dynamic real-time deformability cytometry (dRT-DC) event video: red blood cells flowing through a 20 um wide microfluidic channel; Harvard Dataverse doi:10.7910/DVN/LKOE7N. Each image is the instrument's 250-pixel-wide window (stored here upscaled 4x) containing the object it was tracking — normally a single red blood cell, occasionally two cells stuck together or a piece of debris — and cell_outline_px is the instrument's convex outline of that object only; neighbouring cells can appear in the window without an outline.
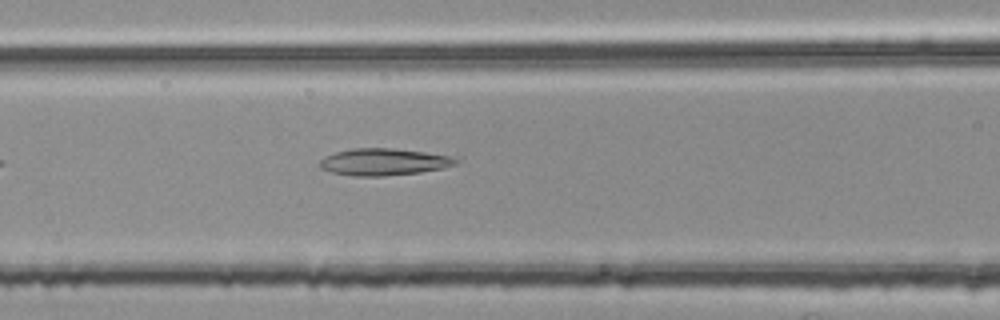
{"species": "common noctule bat (a hibernating species)", "species_latin": "Nyctalus noctula", "temperature_condition": "room temperature", "stored_images_in_passage": 13, "camera_frame_rate_fps": 3000, "um_per_image_px": 0.085, "animal": {"sex": "female", "body_mass_g": 25.1}, "frame": {"image": 1, "passage_image": 6, "time_ms": 1.667, "image_size_px": [1000, 320], "cell_outline_px": [[456, 164], [440, 168], [420, 172], [384, 176], [352, 176], [332, 172], [320, 168], [320, 160], [324, 156], [336, 152], [352, 148], [392, 148], [424, 152], [448, 156], [456, 160]], "centroid_in_image_um": [32.53, 13.76], "position_along_channel_um": 134.1, "area_um2": 21.04}}